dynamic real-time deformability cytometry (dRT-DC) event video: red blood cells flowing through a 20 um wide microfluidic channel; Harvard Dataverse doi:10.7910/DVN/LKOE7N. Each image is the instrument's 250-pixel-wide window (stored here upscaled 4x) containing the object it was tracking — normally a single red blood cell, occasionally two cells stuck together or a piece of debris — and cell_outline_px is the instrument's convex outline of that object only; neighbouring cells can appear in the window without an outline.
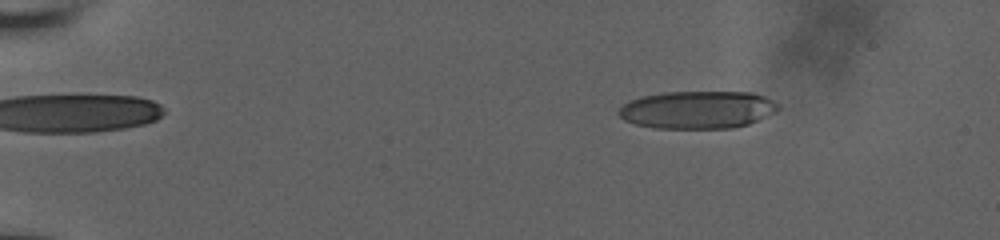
{"species": "human", "species_latin": "Homo sapiens", "temperature_condition": "room temperature", "stored_images_in_passage": 50, "camera_frame_rate_fps": 3000, "um_per_image_px": 0.085, "donor": {"sex": "male"}, "frame": {"image": 1, "passage_image": 3, "time_ms": 0.667, "image_size_px": [1000, 240], "cell_outline_px": [[780, 108], [776, 112], [748, 124], [732, 128], [656, 128], [636, 124], [624, 120], [620, 116], [620, 108], [624, 104], [632, 100], [644, 96], [664, 92], [752, 92], [764, 96], [772, 100]], "centroid_in_image_um": [59.32, 9.33], "position_along_channel_um": 25.7, "area_um2": 34.74}}
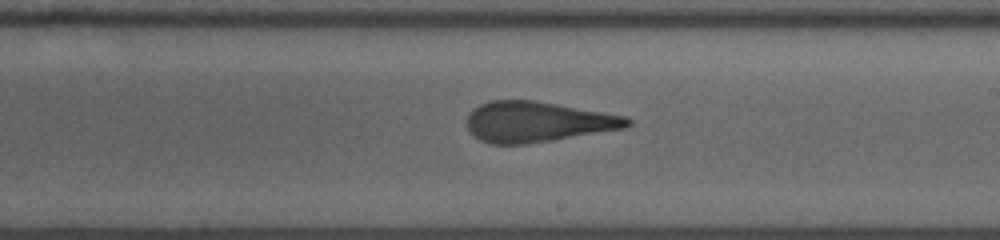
{"frame": {"image": 2, "passage_image": 29, "time_ms": 9.333, "image_size_px": [1000, 240], "cell_outline_px": [[632, 124], [628, 128], [552, 140], [524, 144], [488, 144], [480, 140], [468, 128], [468, 116], [480, 104], [492, 100], [536, 100], [628, 116], [632, 120]], "centroid_in_image_um": [45.76, 10.35], "position_along_channel_um": 243.2, "area_um2": 37.86}}
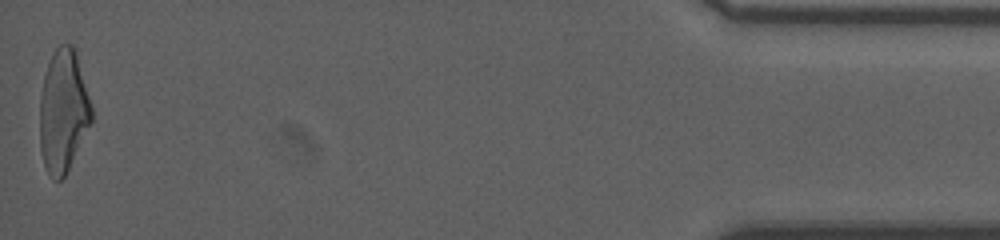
{"frame": {"image": 3, "passage_image": 50, "time_ms": 16.333, "image_size_px": [1000, 240], "cell_outline_px": [[92, 120], [64, 176], [60, 180], [52, 180], [44, 164], [40, 152], [40, 96], [44, 76], [52, 52], [60, 44], [72, 44], [76, 48], [92, 108]], "centroid_in_image_um": [5.36, 9.39], "position_along_channel_um": 429.8, "area_um2": 36.88}, "authors_computed_cell_mechanics": {"area_um2": 37.6856, "velocity_mm_per_s": 3.8419, "shape_relaxation_time_tau1_ms": null, "shape_relaxation_time_tau2_ms": 1.6179, "deformation_change_tau1": null, "deformation_change_tau2": 0.1366}}